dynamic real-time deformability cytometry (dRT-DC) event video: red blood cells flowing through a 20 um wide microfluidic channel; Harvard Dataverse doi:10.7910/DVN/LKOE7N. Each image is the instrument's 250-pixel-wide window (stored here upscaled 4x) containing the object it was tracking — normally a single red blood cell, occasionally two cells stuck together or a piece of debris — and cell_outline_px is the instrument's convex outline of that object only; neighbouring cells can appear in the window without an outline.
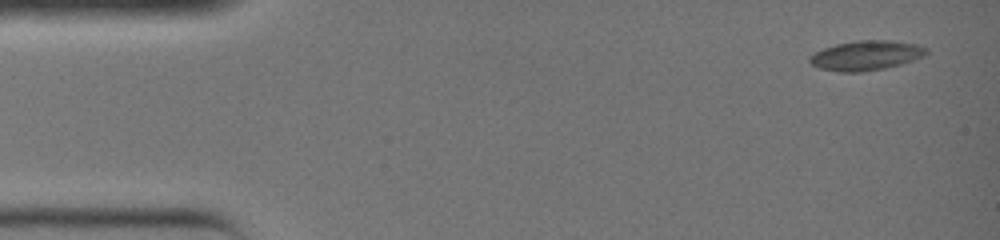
{"species": "common noctule bat (a hibernating species)", "species_latin": "Nyctalus noctula", "temperature_condition": "warm", "stored_images_in_passage": 35, "camera_frame_rate_fps": 3000, "um_per_image_px": 0.085, "animal": {"sex": "female", "body_mass_g": 19.0, "forearm_length_mm": 51.5}, "frame": {"image": 1, "passage_image": 1, "time_ms": 0.0, "image_size_px": [1000, 240], "cell_outline_px": [[928, 52], [924, 56], [900, 64], [884, 68], [860, 72], [840, 72], [820, 68], [812, 64], [808, 60], [808, 56], [824, 48], [836, 44], [856, 40], [888, 40], [916, 44], [928, 48]], "centroid_in_image_um": [73.61, 4.71], "position_along_channel_um": 11.4, "area_um2": 20.06}}
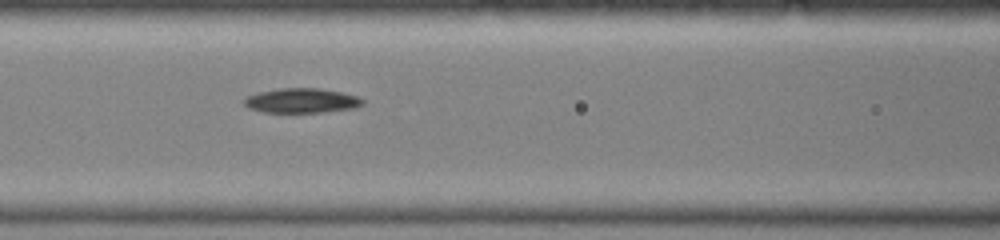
{"frame": {"image": 2, "passage_image": 15, "time_ms": 4.667, "image_size_px": [1000, 240], "cell_outline_px": [[364, 104], [352, 108], [320, 112], [264, 112], [252, 108], [244, 104], [244, 100], [248, 96], [260, 92], [280, 88], [320, 88], [360, 96], [364, 100]], "centroid_in_image_um": [25.69, 8.54], "position_along_channel_um": 140.9, "area_um2": 16.76}}
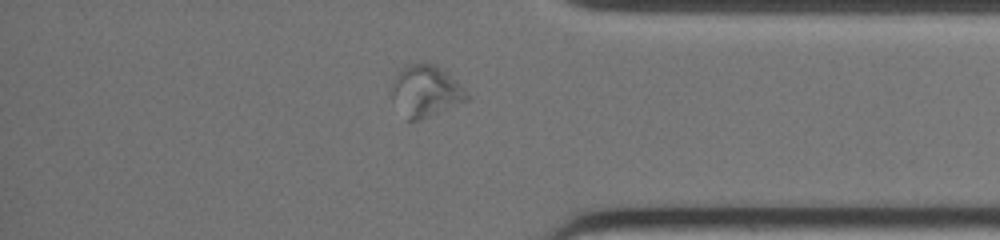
{"frame": {"image": 3, "passage_image": 30, "time_ms": 9.667, "image_size_px": [1000, 240], "cell_outline_px": [[468, 96], [464, 100], [440, 112], [420, 120], [408, 120], [392, 100], [392, 92], [396, 76], [404, 64], [436, 64], [460, 84]], "centroid_in_image_um": [36.15, 7.73], "position_along_channel_um": 399.0, "area_um2": 21.79}}